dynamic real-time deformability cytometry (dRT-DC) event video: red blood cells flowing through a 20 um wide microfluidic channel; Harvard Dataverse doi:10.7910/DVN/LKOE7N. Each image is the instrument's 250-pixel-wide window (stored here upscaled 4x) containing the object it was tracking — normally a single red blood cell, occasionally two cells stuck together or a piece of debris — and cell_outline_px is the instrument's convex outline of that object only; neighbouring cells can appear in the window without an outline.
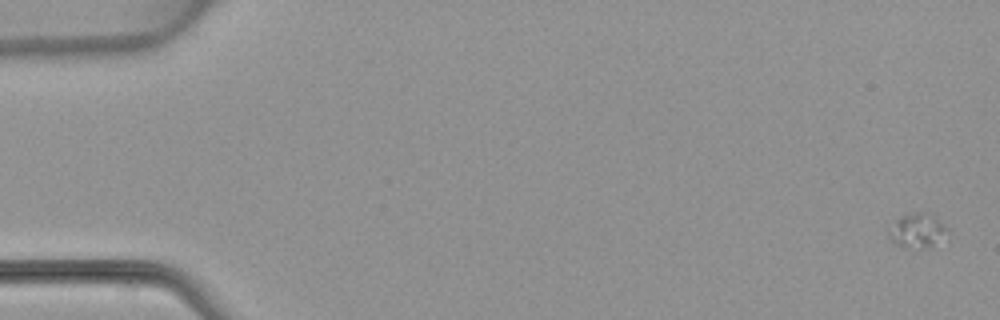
{"species": "common noctule bat (a hibernating species)", "species_latin": "Nyctalus noctula", "temperature_condition": "warm", "stored_images_in_passage": 4, "camera_frame_rate_fps": 3000, "um_per_image_px": 0.085, "animal": {"sex": "female", "body_mass_g": 22.7, "forearm_length_mm": 54.2}, "frame": {"image": 1, "passage_image": 1, "time_ms": 0.0, "image_size_px": [1000, 320], "cell_outline_px": [[948, 228], [932, 244], [920, 248], [896, 244], [892, 240], [888, 232], [896, 220], [912, 212], [924, 212], [932, 216]], "centroid_in_image_um": [77.91, 19.56], "position_along_channel_um": 7.1, "area_um2": 10.64}}